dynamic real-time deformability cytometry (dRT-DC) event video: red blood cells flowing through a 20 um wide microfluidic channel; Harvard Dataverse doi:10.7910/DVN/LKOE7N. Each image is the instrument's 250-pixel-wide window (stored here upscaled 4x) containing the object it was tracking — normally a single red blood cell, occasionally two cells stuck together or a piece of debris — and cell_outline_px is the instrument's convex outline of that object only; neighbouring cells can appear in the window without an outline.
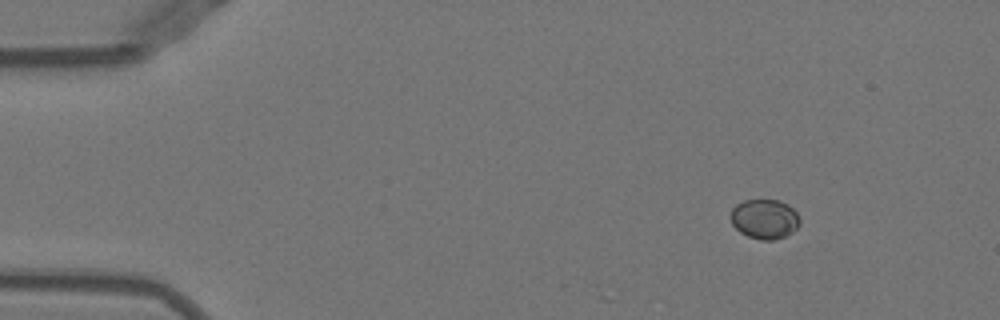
{"species": "Egyptian fruit bat (a non-hibernating species)", "species_latin": "Rousettus aegyptiacus", "temperature_condition": "warm", "stored_images_in_passage": 11, "camera_frame_rate_fps": 3000, "um_per_image_px": 0.085, "animal": {"sex": "female"}, "frame": {"image": 1, "passage_image": 1, "time_ms": 0.0, "image_size_px": [1000, 320], "cell_outline_px": [[800, 224], [792, 232], [776, 240], [760, 240], [748, 236], [740, 232], [732, 224], [728, 216], [732, 208], [736, 204], [744, 200], [780, 200], [788, 204], [796, 212], [800, 220]], "centroid_in_image_um": [64.96, 18.61], "position_along_channel_um": 20.0, "area_um2": 16.18}}